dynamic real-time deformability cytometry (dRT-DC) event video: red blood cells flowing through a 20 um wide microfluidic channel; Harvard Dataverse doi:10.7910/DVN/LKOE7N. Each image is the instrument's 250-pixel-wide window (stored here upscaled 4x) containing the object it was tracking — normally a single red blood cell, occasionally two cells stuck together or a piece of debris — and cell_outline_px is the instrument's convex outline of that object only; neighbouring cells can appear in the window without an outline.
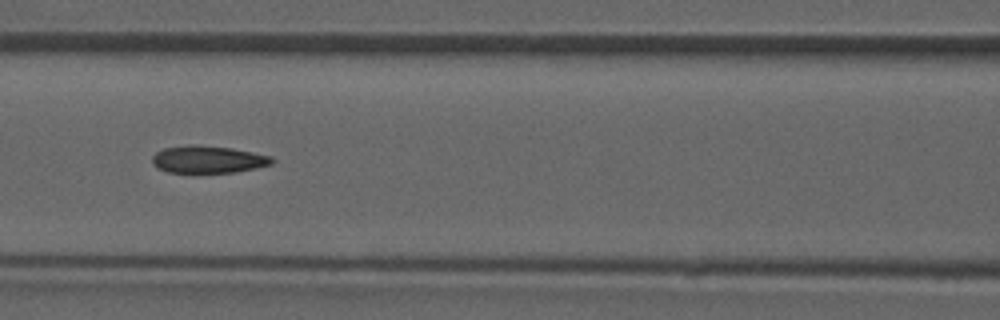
{"species": "common noctule bat (a hibernating species)", "species_latin": "Nyctalus noctula", "temperature_condition": "room temperature", "stored_images_in_passage": 6, "camera_frame_rate_fps": 3000, "um_per_image_px": 0.085, "animal": {"sex": "male", "forearm_length_mm": 52.5}, "frame": {"image": 1, "passage_image": 6, "time_ms": 5.333, "image_size_px": [1000, 320], "cell_outline_px": [[276, 160], [272, 164], [256, 168], [236, 172], [168, 172], [156, 168], [152, 164], [152, 156], [156, 152], [164, 148], [188, 144], [200, 144], [232, 148], [272, 156]], "centroid_in_image_um": [17.68, 13.54], "position_along_channel_um": 148.9, "area_um2": 19.31}}